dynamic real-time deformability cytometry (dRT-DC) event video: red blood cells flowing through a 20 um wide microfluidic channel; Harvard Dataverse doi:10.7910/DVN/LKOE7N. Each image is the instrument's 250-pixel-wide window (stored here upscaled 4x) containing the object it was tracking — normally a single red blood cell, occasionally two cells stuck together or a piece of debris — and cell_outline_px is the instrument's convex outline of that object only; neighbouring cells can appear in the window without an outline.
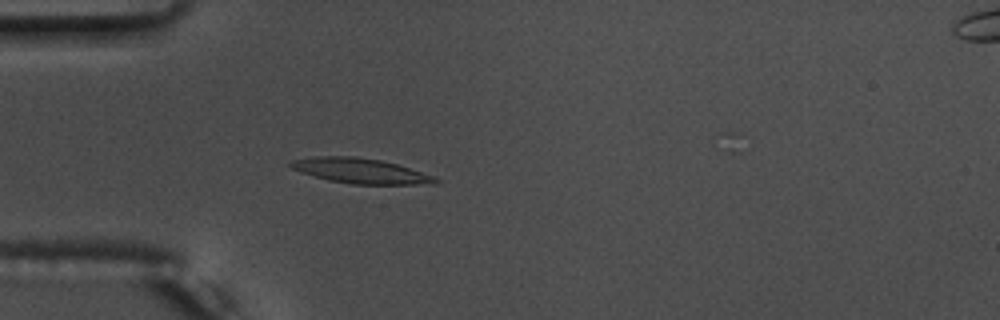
{"species": "common noctule bat (a hibernating species)", "species_latin": "Nyctalus noctula", "temperature_condition": "warm", "stored_images_in_passage": 41, "camera_frame_rate_fps": 3000, "um_per_image_px": 0.085, "animal": {"sex": "male", "body_mass_g": 17.5, "forearm_length_mm": 52.3}, "frame": {"image": 1, "passage_image": 2, "time_ms": 0.333, "image_size_px": [1000, 320], "cell_outline_px": [[440, 180], [436, 184], [352, 184], [328, 180], [300, 172], [292, 168], [288, 164], [292, 160], [312, 156], [356, 156], [380, 160], [396, 164], [436, 176]], "centroid_in_image_um": [30.65, 14.52], "position_along_channel_um": 54.4, "area_um2": 21.21}}
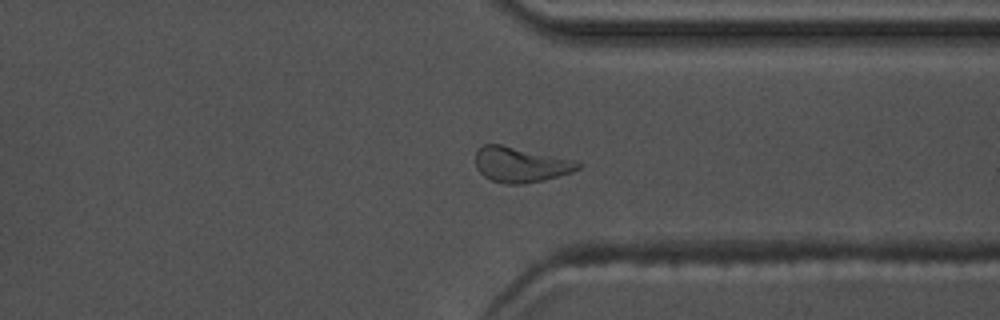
{"frame": {"image": 2, "passage_image": 28, "time_ms": 9.0, "image_size_px": [1000, 320], "cell_outline_px": [[584, 164], [580, 168], [572, 172], [544, 180], [524, 184], [504, 184], [492, 180], [484, 176], [476, 168], [476, 152], [484, 144], [500, 144], [580, 160]], "centroid_in_image_um": [44.32, 13.99], "position_along_channel_um": 367.1, "area_um2": 21.39}}
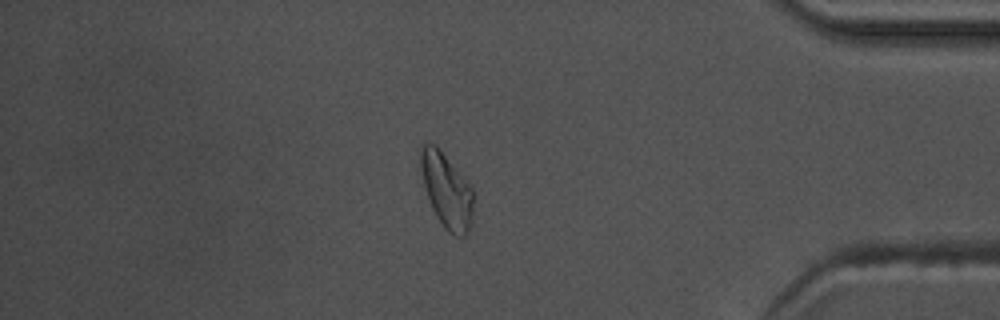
{"frame": {"image": 3, "passage_image": 33, "time_ms": 10.667, "image_size_px": [1000, 320], "cell_outline_px": [[472, 220], [468, 232], [464, 236], [456, 236], [448, 232], [444, 228], [436, 216], [432, 208], [424, 184], [420, 168], [420, 144], [436, 144], [440, 148], [468, 180], [472, 188]], "centroid_in_image_um": [37.96, 16.16], "position_along_channel_um": 397.2, "area_um2": 23.12}}